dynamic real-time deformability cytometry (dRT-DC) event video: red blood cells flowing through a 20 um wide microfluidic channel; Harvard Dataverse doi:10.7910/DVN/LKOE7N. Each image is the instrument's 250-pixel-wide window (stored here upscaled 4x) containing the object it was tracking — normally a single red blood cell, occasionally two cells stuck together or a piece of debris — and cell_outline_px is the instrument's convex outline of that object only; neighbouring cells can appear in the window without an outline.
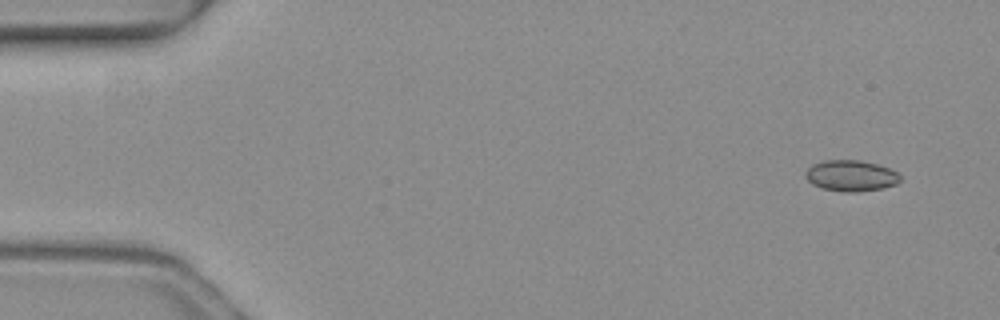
{"species": "common noctule bat (a hibernating species)", "species_latin": "Nyctalus noctula", "temperature_condition": "warm", "stored_images_in_passage": 5, "camera_frame_rate_fps": 3000, "um_per_image_px": 0.085, "animal": {"sex": "female", "body_mass_g": 19.3, "forearm_length_mm": 54.1}, "frame": {"image": 1, "passage_image": 1, "time_ms": 0.0, "image_size_px": [1000, 320], "cell_outline_px": [[900, 180], [896, 184], [880, 188], [856, 192], [844, 192], [824, 188], [812, 184], [804, 176], [804, 172], [812, 164], [824, 160], [860, 160], [876, 164], [888, 168], [896, 172], [900, 176]], "centroid_in_image_um": [72.29, 14.93], "position_along_channel_um": 12.7, "area_um2": 16.99}}